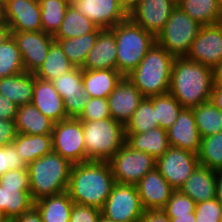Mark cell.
<instances>
[{"label": "cell", "instance_id": "2e32d148", "mask_svg": "<svg viewBox=\"0 0 222 222\" xmlns=\"http://www.w3.org/2000/svg\"><path fill=\"white\" fill-rule=\"evenodd\" d=\"M52 83L63 98L67 116L77 118L83 112L90 98L84 90L82 69L74 67L72 70L53 80Z\"/></svg>", "mask_w": 222, "mask_h": 222}, {"label": "cell", "instance_id": "cb8c5ba5", "mask_svg": "<svg viewBox=\"0 0 222 222\" xmlns=\"http://www.w3.org/2000/svg\"><path fill=\"white\" fill-rule=\"evenodd\" d=\"M179 191L189 196L195 203L216 198V172L198 165Z\"/></svg>", "mask_w": 222, "mask_h": 222}, {"label": "cell", "instance_id": "f546056e", "mask_svg": "<svg viewBox=\"0 0 222 222\" xmlns=\"http://www.w3.org/2000/svg\"><path fill=\"white\" fill-rule=\"evenodd\" d=\"M177 6L202 26L222 22V4L218 0H177Z\"/></svg>", "mask_w": 222, "mask_h": 222}, {"label": "cell", "instance_id": "7dc6e473", "mask_svg": "<svg viewBox=\"0 0 222 222\" xmlns=\"http://www.w3.org/2000/svg\"><path fill=\"white\" fill-rule=\"evenodd\" d=\"M18 106L0 94V119L15 120Z\"/></svg>", "mask_w": 222, "mask_h": 222}, {"label": "cell", "instance_id": "d6a6232c", "mask_svg": "<svg viewBox=\"0 0 222 222\" xmlns=\"http://www.w3.org/2000/svg\"><path fill=\"white\" fill-rule=\"evenodd\" d=\"M75 66L69 61L60 45L54 41L49 48L44 63L34 73L35 77L53 81L60 75L72 70Z\"/></svg>", "mask_w": 222, "mask_h": 222}, {"label": "cell", "instance_id": "8d00e7d4", "mask_svg": "<svg viewBox=\"0 0 222 222\" xmlns=\"http://www.w3.org/2000/svg\"><path fill=\"white\" fill-rule=\"evenodd\" d=\"M148 98L152 101L158 127L167 130L175 123L180 111L183 109L182 105L169 92Z\"/></svg>", "mask_w": 222, "mask_h": 222}, {"label": "cell", "instance_id": "ac0fdd59", "mask_svg": "<svg viewBox=\"0 0 222 222\" xmlns=\"http://www.w3.org/2000/svg\"><path fill=\"white\" fill-rule=\"evenodd\" d=\"M73 5L101 29H111L128 18L120 0H80Z\"/></svg>", "mask_w": 222, "mask_h": 222}, {"label": "cell", "instance_id": "7bdbcfd3", "mask_svg": "<svg viewBox=\"0 0 222 222\" xmlns=\"http://www.w3.org/2000/svg\"><path fill=\"white\" fill-rule=\"evenodd\" d=\"M196 222H220L222 218V204L216 199L196 203Z\"/></svg>", "mask_w": 222, "mask_h": 222}, {"label": "cell", "instance_id": "836d02e7", "mask_svg": "<svg viewBox=\"0 0 222 222\" xmlns=\"http://www.w3.org/2000/svg\"><path fill=\"white\" fill-rule=\"evenodd\" d=\"M99 33H89L75 38L54 39L75 67H82Z\"/></svg>", "mask_w": 222, "mask_h": 222}, {"label": "cell", "instance_id": "ba28073f", "mask_svg": "<svg viewBox=\"0 0 222 222\" xmlns=\"http://www.w3.org/2000/svg\"><path fill=\"white\" fill-rule=\"evenodd\" d=\"M201 27V24L177 6L156 37V42L174 57H186Z\"/></svg>", "mask_w": 222, "mask_h": 222}, {"label": "cell", "instance_id": "681fc988", "mask_svg": "<svg viewBox=\"0 0 222 222\" xmlns=\"http://www.w3.org/2000/svg\"><path fill=\"white\" fill-rule=\"evenodd\" d=\"M12 222H43L37 208L33 205L28 211L15 218Z\"/></svg>", "mask_w": 222, "mask_h": 222}, {"label": "cell", "instance_id": "6f0895ef", "mask_svg": "<svg viewBox=\"0 0 222 222\" xmlns=\"http://www.w3.org/2000/svg\"><path fill=\"white\" fill-rule=\"evenodd\" d=\"M6 24L5 20V10H4V0H0V26Z\"/></svg>", "mask_w": 222, "mask_h": 222}, {"label": "cell", "instance_id": "db71d44e", "mask_svg": "<svg viewBox=\"0 0 222 222\" xmlns=\"http://www.w3.org/2000/svg\"><path fill=\"white\" fill-rule=\"evenodd\" d=\"M142 0H120L121 6L129 14Z\"/></svg>", "mask_w": 222, "mask_h": 222}, {"label": "cell", "instance_id": "bcb514c9", "mask_svg": "<svg viewBox=\"0 0 222 222\" xmlns=\"http://www.w3.org/2000/svg\"><path fill=\"white\" fill-rule=\"evenodd\" d=\"M16 135L15 120L0 119V147L12 144Z\"/></svg>", "mask_w": 222, "mask_h": 222}, {"label": "cell", "instance_id": "b9f144b4", "mask_svg": "<svg viewBox=\"0 0 222 222\" xmlns=\"http://www.w3.org/2000/svg\"><path fill=\"white\" fill-rule=\"evenodd\" d=\"M77 118L81 121H97L111 118L108 100L90 97L83 112Z\"/></svg>", "mask_w": 222, "mask_h": 222}, {"label": "cell", "instance_id": "7c38bea8", "mask_svg": "<svg viewBox=\"0 0 222 222\" xmlns=\"http://www.w3.org/2000/svg\"><path fill=\"white\" fill-rule=\"evenodd\" d=\"M199 165L197 154L170 146L156 159V169L174 190H179Z\"/></svg>", "mask_w": 222, "mask_h": 222}, {"label": "cell", "instance_id": "9f6ffc18", "mask_svg": "<svg viewBox=\"0 0 222 222\" xmlns=\"http://www.w3.org/2000/svg\"><path fill=\"white\" fill-rule=\"evenodd\" d=\"M12 35L11 29L7 24L0 26V46Z\"/></svg>", "mask_w": 222, "mask_h": 222}, {"label": "cell", "instance_id": "7402d4cb", "mask_svg": "<svg viewBox=\"0 0 222 222\" xmlns=\"http://www.w3.org/2000/svg\"><path fill=\"white\" fill-rule=\"evenodd\" d=\"M31 103L54 123L69 118L64 108L63 98L54 88L52 81L37 78L35 75Z\"/></svg>", "mask_w": 222, "mask_h": 222}, {"label": "cell", "instance_id": "74e56055", "mask_svg": "<svg viewBox=\"0 0 222 222\" xmlns=\"http://www.w3.org/2000/svg\"><path fill=\"white\" fill-rule=\"evenodd\" d=\"M25 72L21 53L17 43L11 35L0 46V78L13 76Z\"/></svg>", "mask_w": 222, "mask_h": 222}, {"label": "cell", "instance_id": "f907efd6", "mask_svg": "<svg viewBox=\"0 0 222 222\" xmlns=\"http://www.w3.org/2000/svg\"><path fill=\"white\" fill-rule=\"evenodd\" d=\"M210 101L222 112V87L213 85Z\"/></svg>", "mask_w": 222, "mask_h": 222}, {"label": "cell", "instance_id": "1f68e13d", "mask_svg": "<svg viewBox=\"0 0 222 222\" xmlns=\"http://www.w3.org/2000/svg\"><path fill=\"white\" fill-rule=\"evenodd\" d=\"M99 28L90 19L82 15L74 5H69L59 30L53 36L54 39L75 38L89 33H100Z\"/></svg>", "mask_w": 222, "mask_h": 222}, {"label": "cell", "instance_id": "4dcf8cb0", "mask_svg": "<svg viewBox=\"0 0 222 222\" xmlns=\"http://www.w3.org/2000/svg\"><path fill=\"white\" fill-rule=\"evenodd\" d=\"M13 144L21 159L27 165L53 151L52 134L29 135L17 133Z\"/></svg>", "mask_w": 222, "mask_h": 222}, {"label": "cell", "instance_id": "4316f807", "mask_svg": "<svg viewBox=\"0 0 222 222\" xmlns=\"http://www.w3.org/2000/svg\"><path fill=\"white\" fill-rule=\"evenodd\" d=\"M122 75L117 70H83L82 80L84 90L89 97L107 99L110 93L115 89Z\"/></svg>", "mask_w": 222, "mask_h": 222}, {"label": "cell", "instance_id": "ab89813d", "mask_svg": "<svg viewBox=\"0 0 222 222\" xmlns=\"http://www.w3.org/2000/svg\"><path fill=\"white\" fill-rule=\"evenodd\" d=\"M197 157L199 165L212 170H217L222 167V131L201 138Z\"/></svg>", "mask_w": 222, "mask_h": 222}, {"label": "cell", "instance_id": "30bf717a", "mask_svg": "<svg viewBox=\"0 0 222 222\" xmlns=\"http://www.w3.org/2000/svg\"><path fill=\"white\" fill-rule=\"evenodd\" d=\"M144 209L136 185L115 182L101 215L116 222H139Z\"/></svg>", "mask_w": 222, "mask_h": 222}, {"label": "cell", "instance_id": "603a6c76", "mask_svg": "<svg viewBox=\"0 0 222 222\" xmlns=\"http://www.w3.org/2000/svg\"><path fill=\"white\" fill-rule=\"evenodd\" d=\"M83 70H117V42L110 29H103L88 52Z\"/></svg>", "mask_w": 222, "mask_h": 222}, {"label": "cell", "instance_id": "52a82bcc", "mask_svg": "<svg viewBox=\"0 0 222 222\" xmlns=\"http://www.w3.org/2000/svg\"><path fill=\"white\" fill-rule=\"evenodd\" d=\"M33 205L28 168L9 170L0 176V215L2 218L13 221Z\"/></svg>", "mask_w": 222, "mask_h": 222}, {"label": "cell", "instance_id": "7a4b0ae2", "mask_svg": "<svg viewBox=\"0 0 222 222\" xmlns=\"http://www.w3.org/2000/svg\"><path fill=\"white\" fill-rule=\"evenodd\" d=\"M214 71L186 57H175L172 65L169 93L183 108H194L210 101Z\"/></svg>", "mask_w": 222, "mask_h": 222}, {"label": "cell", "instance_id": "94428289", "mask_svg": "<svg viewBox=\"0 0 222 222\" xmlns=\"http://www.w3.org/2000/svg\"><path fill=\"white\" fill-rule=\"evenodd\" d=\"M0 222H12V221L2 218L0 219Z\"/></svg>", "mask_w": 222, "mask_h": 222}, {"label": "cell", "instance_id": "11a10c76", "mask_svg": "<svg viewBox=\"0 0 222 222\" xmlns=\"http://www.w3.org/2000/svg\"><path fill=\"white\" fill-rule=\"evenodd\" d=\"M214 85L222 87V62L214 69Z\"/></svg>", "mask_w": 222, "mask_h": 222}, {"label": "cell", "instance_id": "44dd1931", "mask_svg": "<svg viewBox=\"0 0 222 222\" xmlns=\"http://www.w3.org/2000/svg\"><path fill=\"white\" fill-rule=\"evenodd\" d=\"M136 188L144 210L163 209L174 191L156 168L148 172L136 184Z\"/></svg>", "mask_w": 222, "mask_h": 222}, {"label": "cell", "instance_id": "4fadbf2b", "mask_svg": "<svg viewBox=\"0 0 222 222\" xmlns=\"http://www.w3.org/2000/svg\"><path fill=\"white\" fill-rule=\"evenodd\" d=\"M186 58L214 69L222 62V22L202 26Z\"/></svg>", "mask_w": 222, "mask_h": 222}, {"label": "cell", "instance_id": "f5cc1de1", "mask_svg": "<svg viewBox=\"0 0 222 222\" xmlns=\"http://www.w3.org/2000/svg\"><path fill=\"white\" fill-rule=\"evenodd\" d=\"M171 222H196L195 212L189 213V215L183 216H169Z\"/></svg>", "mask_w": 222, "mask_h": 222}, {"label": "cell", "instance_id": "6da1fadb", "mask_svg": "<svg viewBox=\"0 0 222 222\" xmlns=\"http://www.w3.org/2000/svg\"><path fill=\"white\" fill-rule=\"evenodd\" d=\"M115 183L108 161L72 164L67 192L76 204L102 209Z\"/></svg>", "mask_w": 222, "mask_h": 222}, {"label": "cell", "instance_id": "8992f818", "mask_svg": "<svg viewBox=\"0 0 222 222\" xmlns=\"http://www.w3.org/2000/svg\"><path fill=\"white\" fill-rule=\"evenodd\" d=\"M87 161H109L126 141L125 125L106 118L82 121Z\"/></svg>", "mask_w": 222, "mask_h": 222}, {"label": "cell", "instance_id": "9c48e42d", "mask_svg": "<svg viewBox=\"0 0 222 222\" xmlns=\"http://www.w3.org/2000/svg\"><path fill=\"white\" fill-rule=\"evenodd\" d=\"M115 182L136 185L148 172L156 168V159L146 152L134 150L126 143L108 161Z\"/></svg>", "mask_w": 222, "mask_h": 222}, {"label": "cell", "instance_id": "d590c367", "mask_svg": "<svg viewBox=\"0 0 222 222\" xmlns=\"http://www.w3.org/2000/svg\"><path fill=\"white\" fill-rule=\"evenodd\" d=\"M42 31L54 36L60 28L70 3L68 0H38Z\"/></svg>", "mask_w": 222, "mask_h": 222}, {"label": "cell", "instance_id": "816d5d0a", "mask_svg": "<svg viewBox=\"0 0 222 222\" xmlns=\"http://www.w3.org/2000/svg\"><path fill=\"white\" fill-rule=\"evenodd\" d=\"M216 172V199L222 204V167Z\"/></svg>", "mask_w": 222, "mask_h": 222}, {"label": "cell", "instance_id": "f6af8a7d", "mask_svg": "<svg viewBox=\"0 0 222 222\" xmlns=\"http://www.w3.org/2000/svg\"><path fill=\"white\" fill-rule=\"evenodd\" d=\"M101 216L100 209L74 203L69 222H98Z\"/></svg>", "mask_w": 222, "mask_h": 222}, {"label": "cell", "instance_id": "9a60e30c", "mask_svg": "<svg viewBox=\"0 0 222 222\" xmlns=\"http://www.w3.org/2000/svg\"><path fill=\"white\" fill-rule=\"evenodd\" d=\"M21 53L26 72L35 73L44 63L50 46L55 41L43 31H11Z\"/></svg>", "mask_w": 222, "mask_h": 222}, {"label": "cell", "instance_id": "5b68a950", "mask_svg": "<svg viewBox=\"0 0 222 222\" xmlns=\"http://www.w3.org/2000/svg\"><path fill=\"white\" fill-rule=\"evenodd\" d=\"M117 42V71L130 74L156 42V38L129 17L110 29Z\"/></svg>", "mask_w": 222, "mask_h": 222}, {"label": "cell", "instance_id": "5bb4252c", "mask_svg": "<svg viewBox=\"0 0 222 222\" xmlns=\"http://www.w3.org/2000/svg\"><path fill=\"white\" fill-rule=\"evenodd\" d=\"M176 7L177 0H142L128 17L156 38Z\"/></svg>", "mask_w": 222, "mask_h": 222}, {"label": "cell", "instance_id": "d6986e66", "mask_svg": "<svg viewBox=\"0 0 222 222\" xmlns=\"http://www.w3.org/2000/svg\"><path fill=\"white\" fill-rule=\"evenodd\" d=\"M143 99L128 77L123 76L107 98L111 118L126 125Z\"/></svg>", "mask_w": 222, "mask_h": 222}, {"label": "cell", "instance_id": "e575fe53", "mask_svg": "<svg viewBox=\"0 0 222 222\" xmlns=\"http://www.w3.org/2000/svg\"><path fill=\"white\" fill-rule=\"evenodd\" d=\"M201 138L222 131V112L211 101L192 108Z\"/></svg>", "mask_w": 222, "mask_h": 222}, {"label": "cell", "instance_id": "c3c4849f", "mask_svg": "<svg viewBox=\"0 0 222 222\" xmlns=\"http://www.w3.org/2000/svg\"><path fill=\"white\" fill-rule=\"evenodd\" d=\"M139 222H171V219L163 209H148L144 210Z\"/></svg>", "mask_w": 222, "mask_h": 222}, {"label": "cell", "instance_id": "e0dca14e", "mask_svg": "<svg viewBox=\"0 0 222 222\" xmlns=\"http://www.w3.org/2000/svg\"><path fill=\"white\" fill-rule=\"evenodd\" d=\"M4 10L11 31H42L38 0H4Z\"/></svg>", "mask_w": 222, "mask_h": 222}, {"label": "cell", "instance_id": "d4e9b609", "mask_svg": "<svg viewBox=\"0 0 222 222\" xmlns=\"http://www.w3.org/2000/svg\"><path fill=\"white\" fill-rule=\"evenodd\" d=\"M125 143L134 150L146 152L155 159L170 147L167 130L157 127L144 133H125Z\"/></svg>", "mask_w": 222, "mask_h": 222}, {"label": "cell", "instance_id": "ee69618b", "mask_svg": "<svg viewBox=\"0 0 222 222\" xmlns=\"http://www.w3.org/2000/svg\"><path fill=\"white\" fill-rule=\"evenodd\" d=\"M27 168V164L21 159L14 144L0 147V176L13 169Z\"/></svg>", "mask_w": 222, "mask_h": 222}, {"label": "cell", "instance_id": "3957f363", "mask_svg": "<svg viewBox=\"0 0 222 222\" xmlns=\"http://www.w3.org/2000/svg\"><path fill=\"white\" fill-rule=\"evenodd\" d=\"M174 59L173 55L155 42L127 77L144 97L168 93Z\"/></svg>", "mask_w": 222, "mask_h": 222}, {"label": "cell", "instance_id": "f35d334b", "mask_svg": "<svg viewBox=\"0 0 222 222\" xmlns=\"http://www.w3.org/2000/svg\"><path fill=\"white\" fill-rule=\"evenodd\" d=\"M157 127L158 123L152 101L148 97H144L125 125V133H144Z\"/></svg>", "mask_w": 222, "mask_h": 222}, {"label": "cell", "instance_id": "8fae6325", "mask_svg": "<svg viewBox=\"0 0 222 222\" xmlns=\"http://www.w3.org/2000/svg\"><path fill=\"white\" fill-rule=\"evenodd\" d=\"M53 151L71 164L86 162L82 121L69 117L53 125Z\"/></svg>", "mask_w": 222, "mask_h": 222}, {"label": "cell", "instance_id": "484cf974", "mask_svg": "<svg viewBox=\"0 0 222 222\" xmlns=\"http://www.w3.org/2000/svg\"><path fill=\"white\" fill-rule=\"evenodd\" d=\"M34 73L19 74L0 78V94L15 103L18 107L32 102Z\"/></svg>", "mask_w": 222, "mask_h": 222}, {"label": "cell", "instance_id": "680465c9", "mask_svg": "<svg viewBox=\"0 0 222 222\" xmlns=\"http://www.w3.org/2000/svg\"><path fill=\"white\" fill-rule=\"evenodd\" d=\"M98 222H116V221H113V220H110V219H107V218L101 216Z\"/></svg>", "mask_w": 222, "mask_h": 222}, {"label": "cell", "instance_id": "277c9868", "mask_svg": "<svg viewBox=\"0 0 222 222\" xmlns=\"http://www.w3.org/2000/svg\"><path fill=\"white\" fill-rule=\"evenodd\" d=\"M72 164L55 151L29 163L30 196L33 202L68 190Z\"/></svg>", "mask_w": 222, "mask_h": 222}, {"label": "cell", "instance_id": "60d3db41", "mask_svg": "<svg viewBox=\"0 0 222 222\" xmlns=\"http://www.w3.org/2000/svg\"><path fill=\"white\" fill-rule=\"evenodd\" d=\"M195 206L196 203L189 196L174 190L163 210L168 216H183L195 212Z\"/></svg>", "mask_w": 222, "mask_h": 222}, {"label": "cell", "instance_id": "83f0119b", "mask_svg": "<svg viewBox=\"0 0 222 222\" xmlns=\"http://www.w3.org/2000/svg\"><path fill=\"white\" fill-rule=\"evenodd\" d=\"M15 124L17 133L46 135L52 134L54 122L30 103L18 107Z\"/></svg>", "mask_w": 222, "mask_h": 222}, {"label": "cell", "instance_id": "f1b7e54d", "mask_svg": "<svg viewBox=\"0 0 222 222\" xmlns=\"http://www.w3.org/2000/svg\"><path fill=\"white\" fill-rule=\"evenodd\" d=\"M73 204L67 191L34 202L43 222H69Z\"/></svg>", "mask_w": 222, "mask_h": 222}, {"label": "cell", "instance_id": "91938a15", "mask_svg": "<svg viewBox=\"0 0 222 222\" xmlns=\"http://www.w3.org/2000/svg\"><path fill=\"white\" fill-rule=\"evenodd\" d=\"M69 1V3L71 4V5H73L74 3H76V2H78V1H80V0H68Z\"/></svg>", "mask_w": 222, "mask_h": 222}, {"label": "cell", "instance_id": "ffe728a7", "mask_svg": "<svg viewBox=\"0 0 222 222\" xmlns=\"http://www.w3.org/2000/svg\"><path fill=\"white\" fill-rule=\"evenodd\" d=\"M170 146L198 154L201 143L192 108H183L175 123L167 129Z\"/></svg>", "mask_w": 222, "mask_h": 222}]
</instances>
